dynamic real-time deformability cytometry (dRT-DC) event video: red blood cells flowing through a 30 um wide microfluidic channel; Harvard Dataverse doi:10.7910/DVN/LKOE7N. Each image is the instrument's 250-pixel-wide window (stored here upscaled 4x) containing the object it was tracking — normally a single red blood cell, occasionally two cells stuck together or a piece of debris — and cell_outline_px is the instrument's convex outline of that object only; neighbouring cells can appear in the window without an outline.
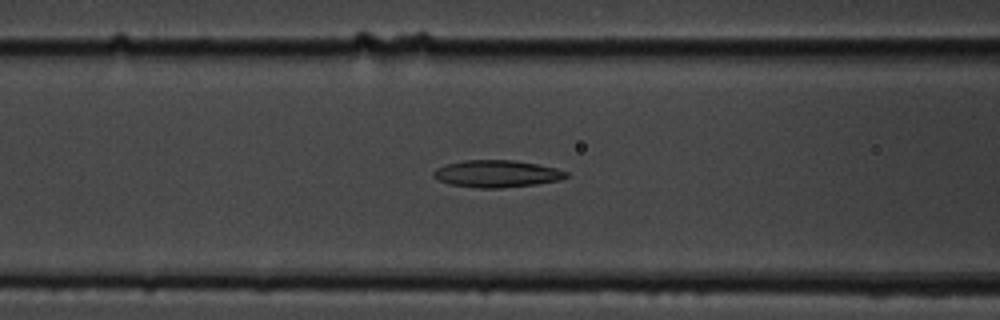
{"species": "common noctule bat (a hibernating species)", "species_latin": "Nyctalus noctula", "temperature_condition": "cold", "stored_images_in_passage": 55, "camera_frame_rate_fps": 3000, "um_per_image_px": 0.085, "animal": {"sex": "male", "body_mass_g": 19.5, "forearm_length_mm": 54.6}, "frame": {"image": 1, "passage_image": 22, "time_ms": 7.0, "image_size_px": [1000, 320], "cell_outline_px": [[568, 176], [560, 180], [536, 184], [500, 188], [480, 188], [452, 184], [440, 180], [432, 176], [432, 172], [436, 168], [444, 164], [464, 160], [512, 160], [536, 164], [556, 168], [568, 172]], "centroid_in_image_um": [42.21, 14.76], "position_along_channel_um": 124.4, "area_um2": 20.87}}
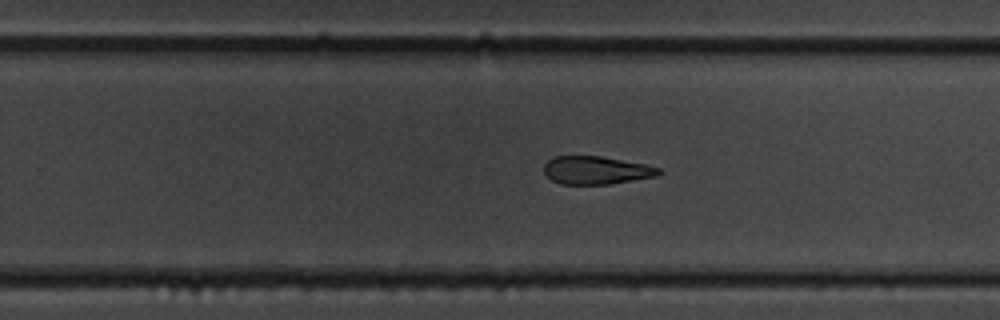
{"frame": {"image": 2, "passage_image": 35, "time_ms": 11.333, "image_size_px": [1000, 320], "cell_outline_px": [[660, 172], [656, 176], [608, 184], [560, 184], [552, 180], [544, 172], [544, 164], [548, 160], [556, 156], [600, 156], [644, 164], [660, 168]], "centroid_in_image_um": [50.64, 14.47], "position_along_channel_um": 279.2, "area_um2": 18.5}}
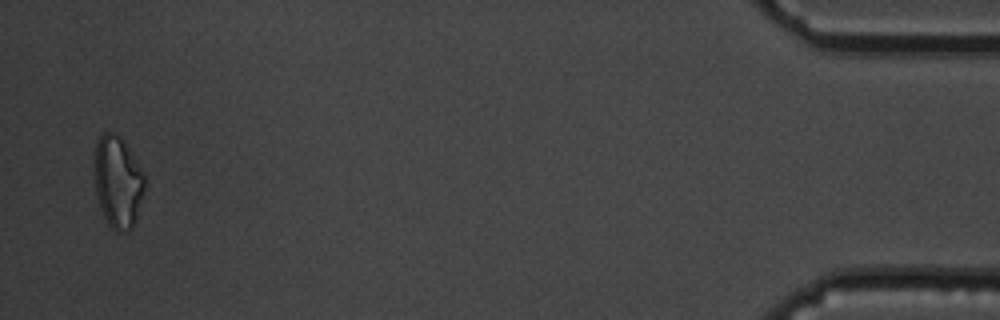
{"frame": {"image": 3, "passage_image": 54, "time_ms": 17.667, "image_size_px": [1000, 320], "cell_outline_px": [[144, 192], [132, 228], [116, 232], [108, 224], [104, 216], [96, 196], [92, 172], [96, 144], [100, 136], [104, 132], [116, 132], [124, 140], [140, 168], [144, 176]], "centroid_in_image_um": [9.97, 15.42], "position_along_channel_um": 425.2, "area_um2": 26.99}, "authors_computed_cell_mechanics": {"area_um2": 21.675, "velocity_mm_per_s": 3.5862, "shape_relaxation_time_tau1_ms": 11.015, "shape_relaxation_time_tau2_ms": 7.844, "deformation_change_tau1": 0.2296, "deformation_change_tau2": 0.1962}}